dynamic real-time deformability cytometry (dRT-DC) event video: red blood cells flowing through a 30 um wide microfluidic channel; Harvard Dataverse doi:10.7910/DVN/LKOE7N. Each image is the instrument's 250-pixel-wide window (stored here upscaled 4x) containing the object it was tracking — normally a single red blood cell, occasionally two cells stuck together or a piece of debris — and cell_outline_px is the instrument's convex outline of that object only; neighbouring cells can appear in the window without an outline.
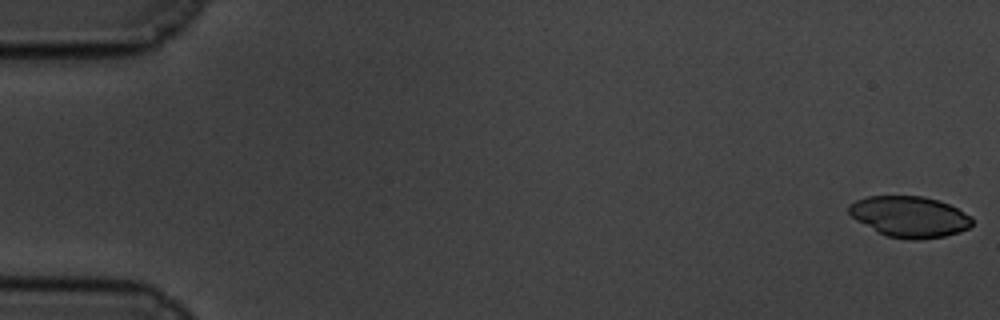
{"species": "common noctule bat (a hibernating species)", "species_latin": "Nyctalus noctula", "temperature_condition": "cold", "stored_images_in_passage": 58, "camera_frame_rate_fps": 3000, "um_per_image_px": 0.085, "animal": {"sex": "male", "body_mass_g": 19.5, "forearm_length_mm": 54.6}, "frame": {"image": 1, "passage_image": 1, "time_ms": 0.0, "image_size_px": [1000, 320], "cell_outline_px": [[972, 224], [968, 228], [960, 232], [944, 236], [916, 240], [908, 240], [888, 236], [876, 232], [856, 220], [848, 212], [848, 204], [856, 200], [868, 196], [924, 196], [948, 204], [972, 216]], "centroid_in_image_um": [77.29, 18.42], "position_along_channel_um": 7.7, "area_um2": 29.48}}